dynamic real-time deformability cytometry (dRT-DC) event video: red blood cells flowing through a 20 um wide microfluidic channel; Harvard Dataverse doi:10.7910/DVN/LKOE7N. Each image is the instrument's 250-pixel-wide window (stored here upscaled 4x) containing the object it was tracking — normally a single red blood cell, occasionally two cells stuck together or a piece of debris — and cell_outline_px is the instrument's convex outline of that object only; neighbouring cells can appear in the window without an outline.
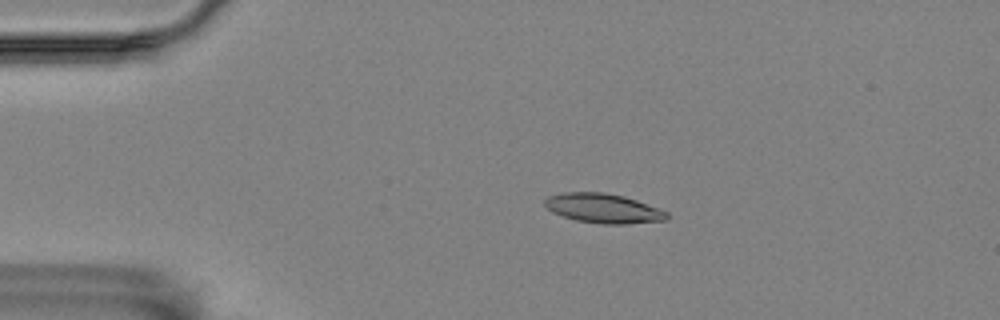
{"species": "Egyptian fruit bat (a non-hibernating species)", "species_latin": "Rousettus aegyptiacus", "temperature_condition": "room temperature", "stored_images_in_passage": 7, "camera_frame_rate_fps": 3000, "um_per_image_px": 0.085, "animal": {"sex": "female"}, "frame": {"image": 1, "passage_image": 2, "time_ms": 0.333, "image_size_px": [1000, 320], "cell_outline_px": [[668, 220], [624, 224], [604, 224], [576, 220], [552, 212], [544, 204], [544, 200], [548, 196], [564, 192], [604, 192], [624, 196], [636, 200], [668, 212]], "centroid_in_image_um": [51.28, 17.7], "position_along_channel_um": 33.7, "area_um2": 20.87}}
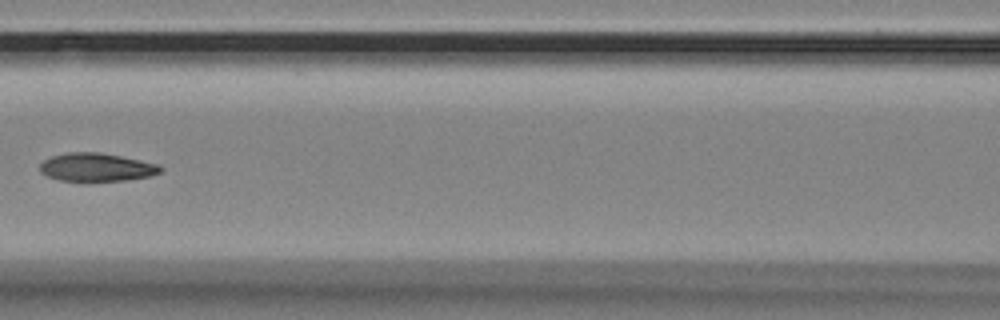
{"frame": {"image": 2, "passage_image": 6, "time_ms": 1.667, "image_size_px": [1000, 320], "cell_outline_px": [[164, 168], [160, 172], [152, 176], [124, 180], [84, 184], [60, 180], [48, 176], [40, 172], [40, 164], [44, 160], [52, 156], [68, 152], [100, 152], [160, 164]], "centroid_in_image_um": [8.21, 14.25], "position_along_channel_um": 158.4, "area_um2": 20.58}}
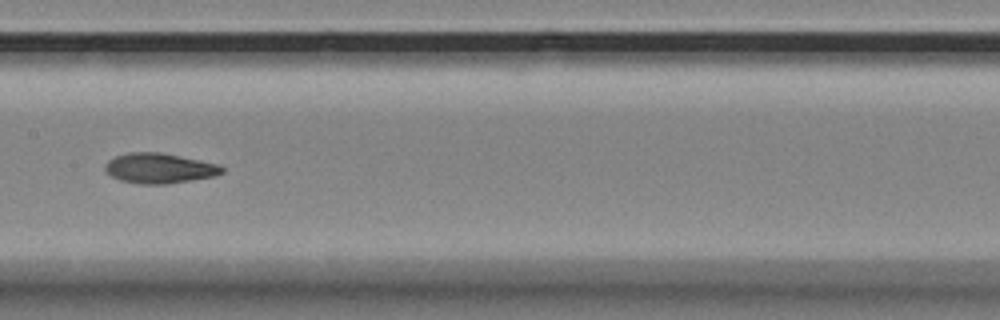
{"frame": {"image": 3, "passage_image": 7, "time_ms": 2.0, "image_size_px": [1000, 320], "cell_outline_px": [[224, 172], [216, 176], [168, 184], [140, 184], [120, 180], [104, 172], [104, 164], [108, 160], [116, 156], [128, 152], [160, 152], [200, 160], [216, 164], [224, 168]], "centroid_in_image_um": [13.52, 14.3], "position_along_channel_um": 193.9, "area_um2": 20.63}}